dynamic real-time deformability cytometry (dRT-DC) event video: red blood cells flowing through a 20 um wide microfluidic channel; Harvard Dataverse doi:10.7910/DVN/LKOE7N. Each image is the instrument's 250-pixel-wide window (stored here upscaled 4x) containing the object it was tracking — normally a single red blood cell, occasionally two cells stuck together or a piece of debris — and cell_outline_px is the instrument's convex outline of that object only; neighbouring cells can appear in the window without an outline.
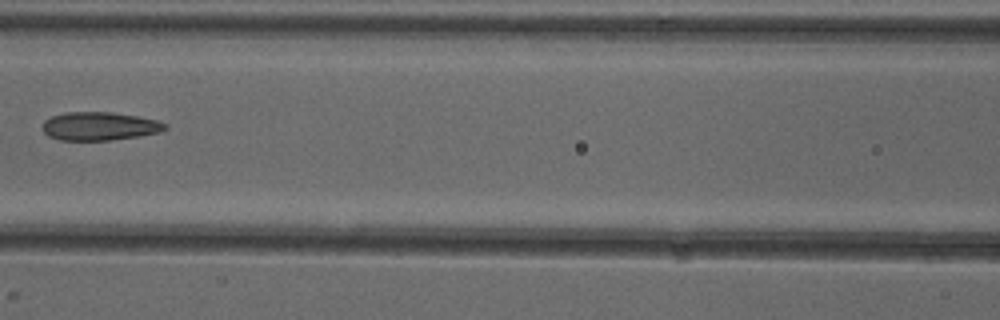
{"species": "common noctule bat (a hibernating species)", "species_latin": "Nyctalus noctula", "temperature_condition": "cold", "stored_images_in_passage": 7, "camera_frame_rate_fps": 3000, "um_per_image_px": 0.085, "animal": {"sex": "female"}, "frame": {"image": 1, "passage_image": 6, "time_ms": 7.0, "image_size_px": [1000, 320], "cell_outline_px": [[168, 128], [160, 132], [140, 136], [112, 140], [60, 140], [48, 136], [40, 128], [44, 120], [52, 116], [64, 112], [112, 112], [136, 116], [156, 120], [168, 124]], "centroid_in_image_um": [8.44, 10.73], "position_along_channel_um": 158.2, "area_um2": 20.46}}
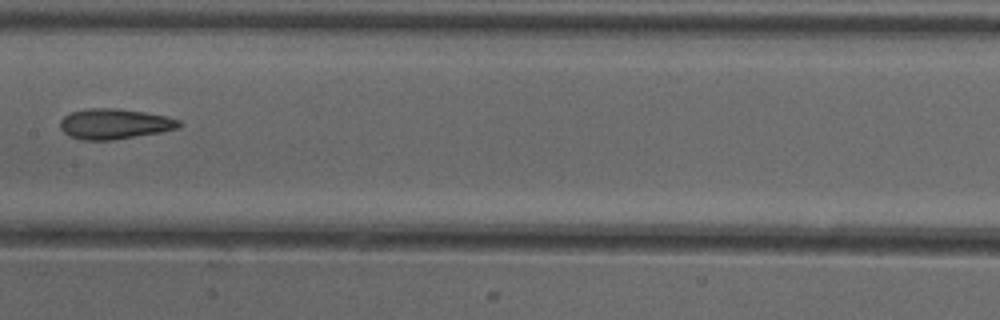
{"frame": {"image": 2, "passage_image": 7, "time_ms": 8.0, "image_size_px": [1000, 320], "cell_outline_px": [[180, 128], [160, 132], [112, 140], [84, 140], [72, 136], [64, 132], [60, 128], [60, 120], [64, 116], [72, 112], [88, 108], [120, 108], [168, 116], [180, 120]], "centroid_in_image_um": [9.75, 10.52], "position_along_channel_um": 197.6, "area_um2": 20.98}}